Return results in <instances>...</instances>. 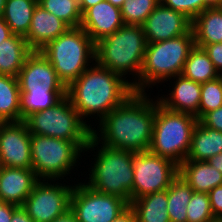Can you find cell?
I'll use <instances>...</instances> for the list:
<instances>
[{"label": "cell", "instance_id": "cell-47", "mask_svg": "<svg viewBox=\"0 0 222 222\" xmlns=\"http://www.w3.org/2000/svg\"><path fill=\"white\" fill-rule=\"evenodd\" d=\"M6 0H0V17L3 16Z\"/></svg>", "mask_w": 222, "mask_h": 222}, {"label": "cell", "instance_id": "cell-2", "mask_svg": "<svg viewBox=\"0 0 222 222\" xmlns=\"http://www.w3.org/2000/svg\"><path fill=\"white\" fill-rule=\"evenodd\" d=\"M126 78L94 63L66 88V96L83 120L97 114L99 122L134 93Z\"/></svg>", "mask_w": 222, "mask_h": 222}, {"label": "cell", "instance_id": "cell-10", "mask_svg": "<svg viewBox=\"0 0 222 222\" xmlns=\"http://www.w3.org/2000/svg\"><path fill=\"white\" fill-rule=\"evenodd\" d=\"M133 200L167 190L178 176V165L150 151L133 154Z\"/></svg>", "mask_w": 222, "mask_h": 222}, {"label": "cell", "instance_id": "cell-21", "mask_svg": "<svg viewBox=\"0 0 222 222\" xmlns=\"http://www.w3.org/2000/svg\"><path fill=\"white\" fill-rule=\"evenodd\" d=\"M33 50L24 36L12 34L0 44V74L16 77Z\"/></svg>", "mask_w": 222, "mask_h": 222}, {"label": "cell", "instance_id": "cell-6", "mask_svg": "<svg viewBox=\"0 0 222 222\" xmlns=\"http://www.w3.org/2000/svg\"><path fill=\"white\" fill-rule=\"evenodd\" d=\"M197 123L198 119L194 115L170 111L156 100L149 151L181 165L188 156L192 132Z\"/></svg>", "mask_w": 222, "mask_h": 222}, {"label": "cell", "instance_id": "cell-11", "mask_svg": "<svg viewBox=\"0 0 222 222\" xmlns=\"http://www.w3.org/2000/svg\"><path fill=\"white\" fill-rule=\"evenodd\" d=\"M129 204L120 197L94 191L84 182L74 185L70 211L78 222H112Z\"/></svg>", "mask_w": 222, "mask_h": 222}, {"label": "cell", "instance_id": "cell-8", "mask_svg": "<svg viewBox=\"0 0 222 222\" xmlns=\"http://www.w3.org/2000/svg\"><path fill=\"white\" fill-rule=\"evenodd\" d=\"M88 143L31 134L32 169L37 178L64 179L76 167Z\"/></svg>", "mask_w": 222, "mask_h": 222}, {"label": "cell", "instance_id": "cell-35", "mask_svg": "<svg viewBox=\"0 0 222 222\" xmlns=\"http://www.w3.org/2000/svg\"><path fill=\"white\" fill-rule=\"evenodd\" d=\"M205 50L215 69L219 74L222 73V42L214 44H195Z\"/></svg>", "mask_w": 222, "mask_h": 222}, {"label": "cell", "instance_id": "cell-3", "mask_svg": "<svg viewBox=\"0 0 222 222\" xmlns=\"http://www.w3.org/2000/svg\"><path fill=\"white\" fill-rule=\"evenodd\" d=\"M146 45L143 26L124 24L95 43V63L123 78L128 73L134 75L133 86L141 73Z\"/></svg>", "mask_w": 222, "mask_h": 222}, {"label": "cell", "instance_id": "cell-46", "mask_svg": "<svg viewBox=\"0 0 222 222\" xmlns=\"http://www.w3.org/2000/svg\"><path fill=\"white\" fill-rule=\"evenodd\" d=\"M109 1L113 6L121 8L125 0H107Z\"/></svg>", "mask_w": 222, "mask_h": 222}, {"label": "cell", "instance_id": "cell-45", "mask_svg": "<svg viewBox=\"0 0 222 222\" xmlns=\"http://www.w3.org/2000/svg\"><path fill=\"white\" fill-rule=\"evenodd\" d=\"M219 0H204V10L211 7L218 8Z\"/></svg>", "mask_w": 222, "mask_h": 222}, {"label": "cell", "instance_id": "cell-13", "mask_svg": "<svg viewBox=\"0 0 222 222\" xmlns=\"http://www.w3.org/2000/svg\"><path fill=\"white\" fill-rule=\"evenodd\" d=\"M17 79L21 93H66L65 85L40 50L28 55Z\"/></svg>", "mask_w": 222, "mask_h": 222}, {"label": "cell", "instance_id": "cell-24", "mask_svg": "<svg viewBox=\"0 0 222 222\" xmlns=\"http://www.w3.org/2000/svg\"><path fill=\"white\" fill-rule=\"evenodd\" d=\"M195 44H214L222 42V9H205L192 20Z\"/></svg>", "mask_w": 222, "mask_h": 222}, {"label": "cell", "instance_id": "cell-34", "mask_svg": "<svg viewBox=\"0 0 222 222\" xmlns=\"http://www.w3.org/2000/svg\"><path fill=\"white\" fill-rule=\"evenodd\" d=\"M160 3L184 14L191 21L204 11V0H160Z\"/></svg>", "mask_w": 222, "mask_h": 222}, {"label": "cell", "instance_id": "cell-5", "mask_svg": "<svg viewBox=\"0 0 222 222\" xmlns=\"http://www.w3.org/2000/svg\"><path fill=\"white\" fill-rule=\"evenodd\" d=\"M40 52L51 63L66 88L95 63V42L80 26L69 27L42 47Z\"/></svg>", "mask_w": 222, "mask_h": 222}, {"label": "cell", "instance_id": "cell-48", "mask_svg": "<svg viewBox=\"0 0 222 222\" xmlns=\"http://www.w3.org/2000/svg\"><path fill=\"white\" fill-rule=\"evenodd\" d=\"M218 8H219V9H222V0H219V2H218Z\"/></svg>", "mask_w": 222, "mask_h": 222}, {"label": "cell", "instance_id": "cell-23", "mask_svg": "<svg viewBox=\"0 0 222 222\" xmlns=\"http://www.w3.org/2000/svg\"><path fill=\"white\" fill-rule=\"evenodd\" d=\"M129 205L136 222H171L167 212V190L134 199Z\"/></svg>", "mask_w": 222, "mask_h": 222}, {"label": "cell", "instance_id": "cell-18", "mask_svg": "<svg viewBox=\"0 0 222 222\" xmlns=\"http://www.w3.org/2000/svg\"><path fill=\"white\" fill-rule=\"evenodd\" d=\"M174 86L170 96L157 98L159 104L170 111L189 113L199 120V103L201 99V83L184 77L182 74L173 77Z\"/></svg>", "mask_w": 222, "mask_h": 222}, {"label": "cell", "instance_id": "cell-12", "mask_svg": "<svg viewBox=\"0 0 222 222\" xmlns=\"http://www.w3.org/2000/svg\"><path fill=\"white\" fill-rule=\"evenodd\" d=\"M53 181L39 179L22 206L34 222H51L70 210L74 185Z\"/></svg>", "mask_w": 222, "mask_h": 222}, {"label": "cell", "instance_id": "cell-28", "mask_svg": "<svg viewBox=\"0 0 222 222\" xmlns=\"http://www.w3.org/2000/svg\"><path fill=\"white\" fill-rule=\"evenodd\" d=\"M193 189L178 175L167 189V212L171 222H187V206Z\"/></svg>", "mask_w": 222, "mask_h": 222}, {"label": "cell", "instance_id": "cell-17", "mask_svg": "<svg viewBox=\"0 0 222 222\" xmlns=\"http://www.w3.org/2000/svg\"><path fill=\"white\" fill-rule=\"evenodd\" d=\"M38 180L33 169L2 166L0 170V202L23 206Z\"/></svg>", "mask_w": 222, "mask_h": 222}, {"label": "cell", "instance_id": "cell-26", "mask_svg": "<svg viewBox=\"0 0 222 222\" xmlns=\"http://www.w3.org/2000/svg\"><path fill=\"white\" fill-rule=\"evenodd\" d=\"M20 89L18 79L0 74V122H20Z\"/></svg>", "mask_w": 222, "mask_h": 222}, {"label": "cell", "instance_id": "cell-41", "mask_svg": "<svg viewBox=\"0 0 222 222\" xmlns=\"http://www.w3.org/2000/svg\"><path fill=\"white\" fill-rule=\"evenodd\" d=\"M13 33L9 26L5 23L2 17H0V44L8 39Z\"/></svg>", "mask_w": 222, "mask_h": 222}, {"label": "cell", "instance_id": "cell-37", "mask_svg": "<svg viewBox=\"0 0 222 222\" xmlns=\"http://www.w3.org/2000/svg\"><path fill=\"white\" fill-rule=\"evenodd\" d=\"M208 195L214 218L222 219V185L213 188Z\"/></svg>", "mask_w": 222, "mask_h": 222}, {"label": "cell", "instance_id": "cell-19", "mask_svg": "<svg viewBox=\"0 0 222 222\" xmlns=\"http://www.w3.org/2000/svg\"><path fill=\"white\" fill-rule=\"evenodd\" d=\"M68 28L69 26L64 21L37 4L32 14L29 31L24 38L32 50H40Z\"/></svg>", "mask_w": 222, "mask_h": 222}, {"label": "cell", "instance_id": "cell-20", "mask_svg": "<svg viewBox=\"0 0 222 222\" xmlns=\"http://www.w3.org/2000/svg\"><path fill=\"white\" fill-rule=\"evenodd\" d=\"M178 175L194 192L209 193L222 185V173L207 161L185 160L178 166Z\"/></svg>", "mask_w": 222, "mask_h": 222}, {"label": "cell", "instance_id": "cell-25", "mask_svg": "<svg viewBox=\"0 0 222 222\" xmlns=\"http://www.w3.org/2000/svg\"><path fill=\"white\" fill-rule=\"evenodd\" d=\"M38 0H6L3 20L13 34L26 36Z\"/></svg>", "mask_w": 222, "mask_h": 222}, {"label": "cell", "instance_id": "cell-38", "mask_svg": "<svg viewBox=\"0 0 222 222\" xmlns=\"http://www.w3.org/2000/svg\"><path fill=\"white\" fill-rule=\"evenodd\" d=\"M18 207L14 204L0 202V222H11L13 212Z\"/></svg>", "mask_w": 222, "mask_h": 222}, {"label": "cell", "instance_id": "cell-32", "mask_svg": "<svg viewBox=\"0 0 222 222\" xmlns=\"http://www.w3.org/2000/svg\"><path fill=\"white\" fill-rule=\"evenodd\" d=\"M214 220L209 195L193 191L187 206V222H213Z\"/></svg>", "mask_w": 222, "mask_h": 222}, {"label": "cell", "instance_id": "cell-4", "mask_svg": "<svg viewBox=\"0 0 222 222\" xmlns=\"http://www.w3.org/2000/svg\"><path fill=\"white\" fill-rule=\"evenodd\" d=\"M194 46L192 29L170 40L147 43L141 73L138 81L132 86L134 92L146 93L145 89L151 88L152 85L182 74L184 64Z\"/></svg>", "mask_w": 222, "mask_h": 222}, {"label": "cell", "instance_id": "cell-22", "mask_svg": "<svg viewBox=\"0 0 222 222\" xmlns=\"http://www.w3.org/2000/svg\"><path fill=\"white\" fill-rule=\"evenodd\" d=\"M219 153H222V132L206 127L198 121L192 132L186 160L208 161Z\"/></svg>", "mask_w": 222, "mask_h": 222}, {"label": "cell", "instance_id": "cell-15", "mask_svg": "<svg viewBox=\"0 0 222 222\" xmlns=\"http://www.w3.org/2000/svg\"><path fill=\"white\" fill-rule=\"evenodd\" d=\"M142 26L146 42L153 43L188 33L191 30L192 21L184 14L159 3Z\"/></svg>", "mask_w": 222, "mask_h": 222}, {"label": "cell", "instance_id": "cell-39", "mask_svg": "<svg viewBox=\"0 0 222 222\" xmlns=\"http://www.w3.org/2000/svg\"><path fill=\"white\" fill-rule=\"evenodd\" d=\"M11 222H34L32 218L28 215L26 210L22 207L19 206L12 215V220Z\"/></svg>", "mask_w": 222, "mask_h": 222}, {"label": "cell", "instance_id": "cell-29", "mask_svg": "<svg viewBox=\"0 0 222 222\" xmlns=\"http://www.w3.org/2000/svg\"><path fill=\"white\" fill-rule=\"evenodd\" d=\"M38 4L69 27L81 26L82 12L79 0H38Z\"/></svg>", "mask_w": 222, "mask_h": 222}, {"label": "cell", "instance_id": "cell-30", "mask_svg": "<svg viewBox=\"0 0 222 222\" xmlns=\"http://www.w3.org/2000/svg\"><path fill=\"white\" fill-rule=\"evenodd\" d=\"M66 93H20L21 121L58 103Z\"/></svg>", "mask_w": 222, "mask_h": 222}, {"label": "cell", "instance_id": "cell-16", "mask_svg": "<svg viewBox=\"0 0 222 222\" xmlns=\"http://www.w3.org/2000/svg\"><path fill=\"white\" fill-rule=\"evenodd\" d=\"M124 25L121 9L109 1L97 3L82 13L81 28L96 43Z\"/></svg>", "mask_w": 222, "mask_h": 222}, {"label": "cell", "instance_id": "cell-9", "mask_svg": "<svg viewBox=\"0 0 222 222\" xmlns=\"http://www.w3.org/2000/svg\"><path fill=\"white\" fill-rule=\"evenodd\" d=\"M24 122L31 134L71 142H90L92 137V126L81 118L67 96L53 107L29 115Z\"/></svg>", "mask_w": 222, "mask_h": 222}, {"label": "cell", "instance_id": "cell-31", "mask_svg": "<svg viewBox=\"0 0 222 222\" xmlns=\"http://www.w3.org/2000/svg\"><path fill=\"white\" fill-rule=\"evenodd\" d=\"M159 3L160 0H125L120 8L124 24L142 26Z\"/></svg>", "mask_w": 222, "mask_h": 222}, {"label": "cell", "instance_id": "cell-1", "mask_svg": "<svg viewBox=\"0 0 222 222\" xmlns=\"http://www.w3.org/2000/svg\"><path fill=\"white\" fill-rule=\"evenodd\" d=\"M147 95L134 92L122 105L105 115L99 121L100 133L92 128V137L84 152L96 150L99 144L135 153L149 151L156 101Z\"/></svg>", "mask_w": 222, "mask_h": 222}, {"label": "cell", "instance_id": "cell-44", "mask_svg": "<svg viewBox=\"0 0 222 222\" xmlns=\"http://www.w3.org/2000/svg\"><path fill=\"white\" fill-rule=\"evenodd\" d=\"M103 1L105 0H79L81 12L83 13L86 9Z\"/></svg>", "mask_w": 222, "mask_h": 222}, {"label": "cell", "instance_id": "cell-40", "mask_svg": "<svg viewBox=\"0 0 222 222\" xmlns=\"http://www.w3.org/2000/svg\"><path fill=\"white\" fill-rule=\"evenodd\" d=\"M112 222H136V216L130 205Z\"/></svg>", "mask_w": 222, "mask_h": 222}, {"label": "cell", "instance_id": "cell-36", "mask_svg": "<svg viewBox=\"0 0 222 222\" xmlns=\"http://www.w3.org/2000/svg\"><path fill=\"white\" fill-rule=\"evenodd\" d=\"M198 121L206 127L222 132V106L205 113Z\"/></svg>", "mask_w": 222, "mask_h": 222}, {"label": "cell", "instance_id": "cell-43", "mask_svg": "<svg viewBox=\"0 0 222 222\" xmlns=\"http://www.w3.org/2000/svg\"><path fill=\"white\" fill-rule=\"evenodd\" d=\"M51 222H78V220L75 218L74 214L69 210L64 215L55 218Z\"/></svg>", "mask_w": 222, "mask_h": 222}, {"label": "cell", "instance_id": "cell-27", "mask_svg": "<svg viewBox=\"0 0 222 222\" xmlns=\"http://www.w3.org/2000/svg\"><path fill=\"white\" fill-rule=\"evenodd\" d=\"M182 75L202 84L217 79L219 73L205 50L194 46L184 64Z\"/></svg>", "mask_w": 222, "mask_h": 222}, {"label": "cell", "instance_id": "cell-33", "mask_svg": "<svg viewBox=\"0 0 222 222\" xmlns=\"http://www.w3.org/2000/svg\"><path fill=\"white\" fill-rule=\"evenodd\" d=\"M222 106V87L219 78L201 84L199 119L207 112Z\"/></svg>", "mask_w": 222, "mask_h": 222}, {"label": "cell", "instance_id": "cell-42", "mask_svg": "<svg viewBox=\"0 0 222 222\" xmlns=\"http://www.w3.org/2000/svg\"><path fill=\"white\" fill-rule=\"evenodd\" d=\"M207 162L222 173V153L211 157Z\"/></svg>", "mask_w": 222, "mask_h": 222}, {"label": "cell", "instance_id": "cell-50", "mask_svg": "<svg viewBox=\"0 0 222 222\" xmlns=\"http://www.w3.org/2000/svg\"><path fill=\"white\" fill-rule=\"evenodd\" d=\"M213 222H222V219H215Z\"/></svg>", "mask_w": 222, "mask_h": 222}, {"label": "cell", "instance_id": "cell-14", "mask_svg": "<svg viewBox=\"0 0 222 222\" xmlns=\"http://www.w3.org/2000/svg\"><path fill=\"white\" fill-rule=\"evenodd\" d=\"M0 164L32 169L31 133L24 121L0 122Z\"/></svg>", "mask_w": 222, "mask_h": 222}, {"label": "cell", "instance_id": "cell-7", "mask_svg": "<svg viewBox=\"0 0 222 222\" xmlns=\"http://www.w3.org/2000/svg\"><path fill=\"white\" fill-rule=\"evenodd\" d=\"M94 158L89 180L84 182L99 193L122 198L128 204L133 201V154L135 152L118 150L100 145Z\"/></svg>", "mask_w": 222, "mask_h": 222}, {"label": "cell", "instance_id": "cell-49", "mask_svg": "<svg viewBox=\"0 0 222 222\" xmlns=\"http://www.w3.org/2000/svg\"><path fill=\"white\" fill-rule=\"evenodd\" d=\"M218 78H219V80H220V84H221V87H222V73L219 74Z\"/></svg>", "mask_w": 222, "mask_h": 222}]
</instances>
